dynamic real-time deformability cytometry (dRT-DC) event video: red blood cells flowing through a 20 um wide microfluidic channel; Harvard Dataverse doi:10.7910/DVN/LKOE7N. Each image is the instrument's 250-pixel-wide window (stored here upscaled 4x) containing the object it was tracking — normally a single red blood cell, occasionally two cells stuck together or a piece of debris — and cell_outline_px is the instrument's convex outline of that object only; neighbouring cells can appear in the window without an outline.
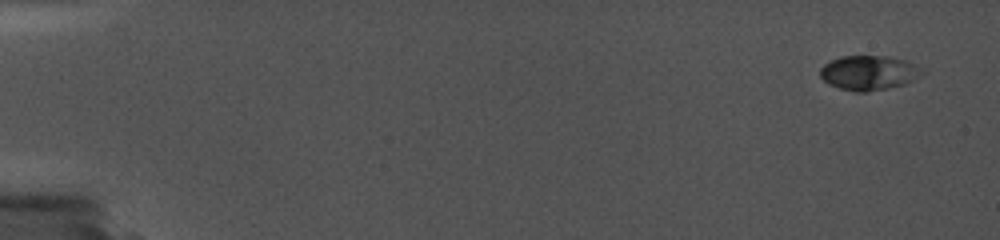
{"species": "common noctule bat (a hibernating species)", "species_latin": "Nyctalus noctula", "temperature_condition": "cold", "stored_images_in_passage": 35, "camera_frame_rate_fps": 5000, "um_per_image_px": 0.085, "animal": {"sex": "female", "body_mass_g": 19.0, "forearm_length_mm": 56.7}, "frame": {"image": 1, "passage_image": 1, "time_ms": 0.0, "image_size_px": [1000, 240], "cell_outline_px": [[928, 72], [904, 84], [888, 88], [868, 92], [856, 92], [840, 88], [828, 84], [820, 76], [820, 68], [824, 64], [840, 56], [888, 56], [904, 60]], "centroid_in_image_um": [73.84, 6.19], "position_along_channel_um": 11.2, "area_um2": 20.52}}
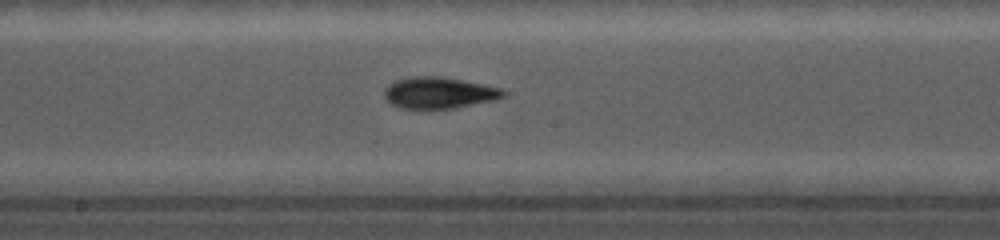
{"frame": {"image": 2, "passage_image": 21, "time_ms": 9.8, "image_size_px": [1000, 240], "cell_outline_px": [[504, 96], [492, 100], [456, 108], [400, 108], [392, 104], [384, 96], [384, 88], [396, 80], [412, 76], [436, 76], [460, 80], [500, 88], [504, 92]], "centroid_in_image_um": [37.25, 7.89], "position_along_channel_um": 210.9, "area_um2": 21.27}}
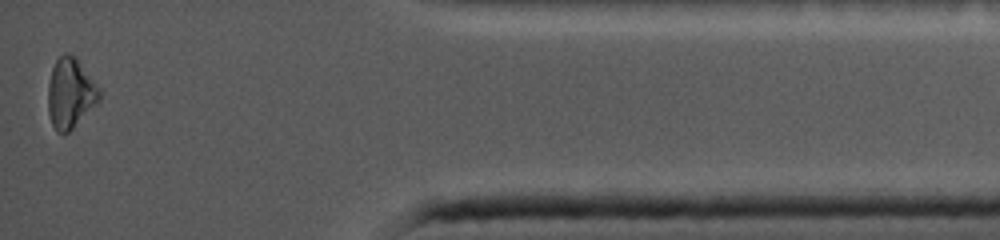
{"frame": {"image": 3, "passage_image": 34, "time_ms": 16.4, "image_size_px": [1000, 240], "cell_outline_px": [[100, 100], [68, 132], [56, 132], [52, 124], [48, 112], [48, 84], [52, 68], [56, 60], [64, 52], [76, 56], [100, 88]], "centroid_in_image_um": [5.98, 7.89], "position_along_channel_um": 429.2, "area_um2": 20.92}}